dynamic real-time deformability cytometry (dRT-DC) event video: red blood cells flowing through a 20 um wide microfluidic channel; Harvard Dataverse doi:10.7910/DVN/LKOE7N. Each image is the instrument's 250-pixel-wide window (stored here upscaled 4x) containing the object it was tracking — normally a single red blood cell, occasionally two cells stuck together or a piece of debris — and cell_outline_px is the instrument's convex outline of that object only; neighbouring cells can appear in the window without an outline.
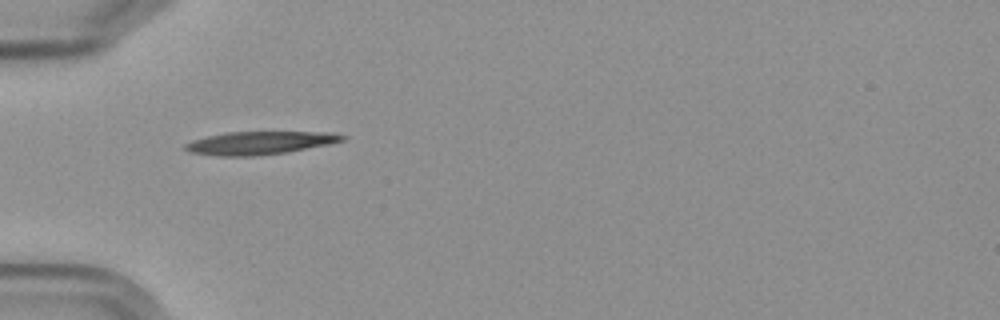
{"species": "Egyptian fruit bat (a non-hibernating species)", "species_latin": "Rousettus aegyptiacus", "temperature_condition": "cold", "stored_images_in_passage": 4, "camera_frame_rate_fps": 3000, "um_per_image_px": 0.085, "frame": {"image": 1, "passage_image": 1, "time_ms": 0.0, "image_size_px": [1000, 320], "cell_outline_px": [[348, 136], [344, 140], [328, 144], [288, 152], [252, 156], [220, 156], [188, 152], [180, 148], [184, 144], [192, 140], [224, 132], [332, 132]], "centroid_in_image_um": [22.03, 12.14], "position_along_channel_um": 63.0, "area_um2": 21.21}}
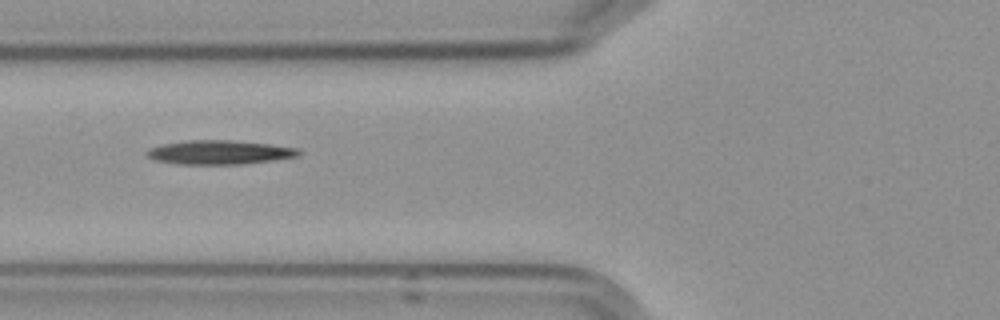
{"frame": {"image": 2, "passage_image": 2, "time_ms": 1.333, "image_size_px": [1000, 320], "cell_outline_px": [[304, 152], [300, 156], [272, 160], [240, 164], [180, 164], [156, 160], [148, 156], [144, 152], [148, 148], [160, 144], [184, 140], [232, 140], [268, 144], [300, 148]], "centroid_in_image_um": [18.66, 12.93], "position_along_channel_um": 107.1, "area_um2": 21.44}}
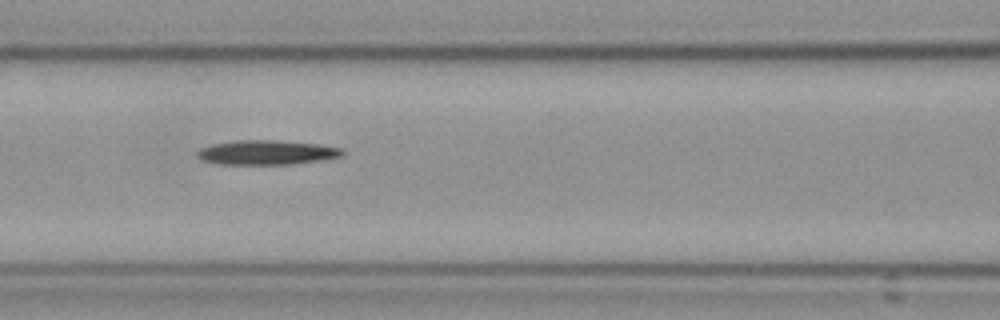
{"frame": {"image": 3, "passage_image": 3, "time_ms": 2.333, "image_size_px": [1000, 320], "cell_outline_px": [[348, 152], [344, 156], [320, 160], [292, 164], [220, 164], [200, 160], [196, 156], [196, 152], [200, 148], [212, 144], [236, 140], [276, 140], [316, 144], [344, 148]], "centroid_in_image_um": [22.69, 12.96], "position_along_channel_um": 143.9, "area_um2": 20.92}}